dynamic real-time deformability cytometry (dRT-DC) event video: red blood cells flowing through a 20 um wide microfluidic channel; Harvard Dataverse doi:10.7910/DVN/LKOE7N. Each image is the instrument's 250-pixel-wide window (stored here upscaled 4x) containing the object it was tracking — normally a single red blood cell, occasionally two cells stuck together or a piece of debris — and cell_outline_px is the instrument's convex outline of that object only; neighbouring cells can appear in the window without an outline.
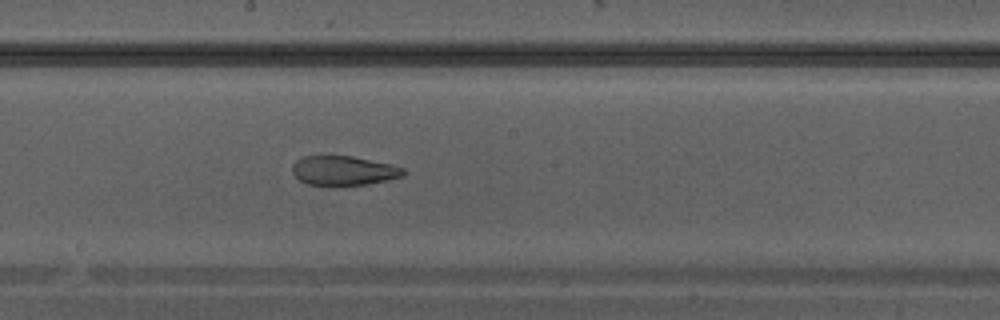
{"species": "Egyptian fruit bat (a non-hibernating species)", "species_latin": "Rousettus aegyptiacus", "temperature_condition": "warm", "stored_images_in_passage": 26, "camera_frame_rate_fps": 3000, "um_per_image_px": 0.085, "animal": {"sex": "male"}, "frame": {"image": 1, "passage_image": 11, "time_ms": 3.333, "image_size_px": [1000, 320], "cell_outline_px": [[408, 172], [404, 176], [388, 180], [368, 184], [336, 188], [308, 184], [300, 180], [292, 172], [292, 164], [296, 160], [304, 156], [352, 156], [392, 164], [404, 168]], "centroid_in_image_um": [29.23, 14.54], "position_along_channel_um": 219.0, "area_um2": 19.77}}